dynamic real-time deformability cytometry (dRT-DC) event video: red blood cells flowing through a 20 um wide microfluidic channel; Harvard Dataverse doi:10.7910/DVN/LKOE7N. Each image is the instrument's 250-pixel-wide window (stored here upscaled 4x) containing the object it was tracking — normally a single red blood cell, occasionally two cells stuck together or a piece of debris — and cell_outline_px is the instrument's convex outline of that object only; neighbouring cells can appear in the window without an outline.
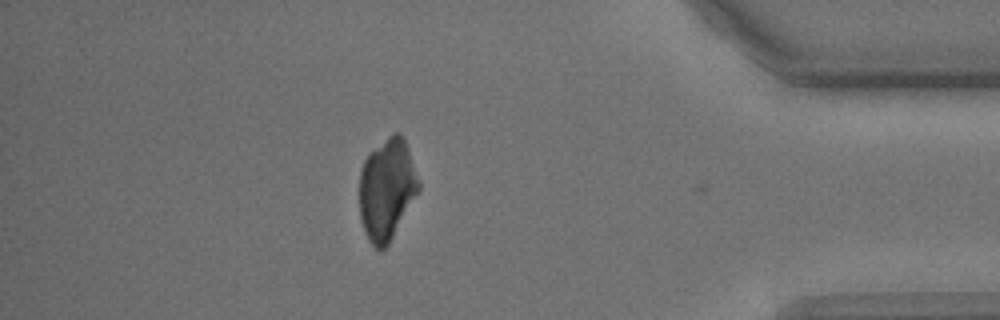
{"species": "common noctule bat (a hibernating species)", "species_latin": "Nyctalus noctula", "temperature_condition": "cold", "stored_images_in_passage": 34, "camera_frame_rate_fps": 3000, "um_per_image_px": 0.085, "animal": {"sex": "male", "body_mass_g": 15.6}, "frame": {"image": 1, "passage_image": 33, "time_ms": 10.667, "image_size_px": [1000, 320], "cell_outline_px": [[420, 188], [388, 244], [384, 248], [376, 248], [368, 240], [364, 232], [360, 216], [360, 172], [364, 160], [388, 136], [396, 132], [400, 132], [408, 148], [420, 180]], "centroid_in_image_um": [32.89, 16.08], "position_along_channel_um": 402.3, "area_um2": 34.45}}